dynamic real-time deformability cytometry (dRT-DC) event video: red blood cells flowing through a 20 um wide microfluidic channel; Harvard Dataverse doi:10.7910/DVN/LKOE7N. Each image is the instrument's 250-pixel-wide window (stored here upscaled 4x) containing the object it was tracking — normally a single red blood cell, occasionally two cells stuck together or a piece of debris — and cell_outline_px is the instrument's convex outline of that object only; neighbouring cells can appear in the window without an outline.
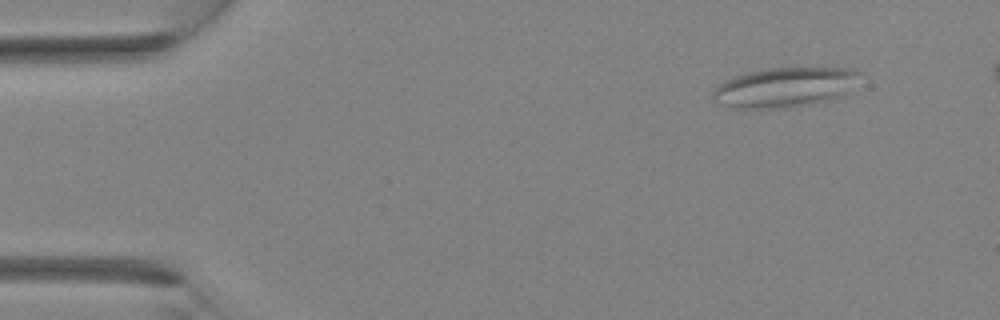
{"species": "Egyptian fruit bat (a non-hibernating species)", "species_latin": "Rousettus aegyptiacus", "temperature_condition": "room temperature", "stored_images_in_passage": 2, "camera_frame_rate_fps": 3000, "um_per_image_px": 0.085, "animal": {"sex": "female"}, "frame": {"image": 1, "passage_image": 2, "time_ms": 0.333, "image_size_px": [1000, 320], "cell_outline_px": [[864, 72], [852, 92], [828, 100], [812, 104], [784, 108], [736, 108], [724, 104], [716, 100], [712, 96], [712, 92], [720, 84], [736, 76], [748, 72], [768, 68], [856, 68]], "centroid_in_image_um": [66.86, 7.41], "position_along_channel_um": 18.1, "area_um2": 34.22}}